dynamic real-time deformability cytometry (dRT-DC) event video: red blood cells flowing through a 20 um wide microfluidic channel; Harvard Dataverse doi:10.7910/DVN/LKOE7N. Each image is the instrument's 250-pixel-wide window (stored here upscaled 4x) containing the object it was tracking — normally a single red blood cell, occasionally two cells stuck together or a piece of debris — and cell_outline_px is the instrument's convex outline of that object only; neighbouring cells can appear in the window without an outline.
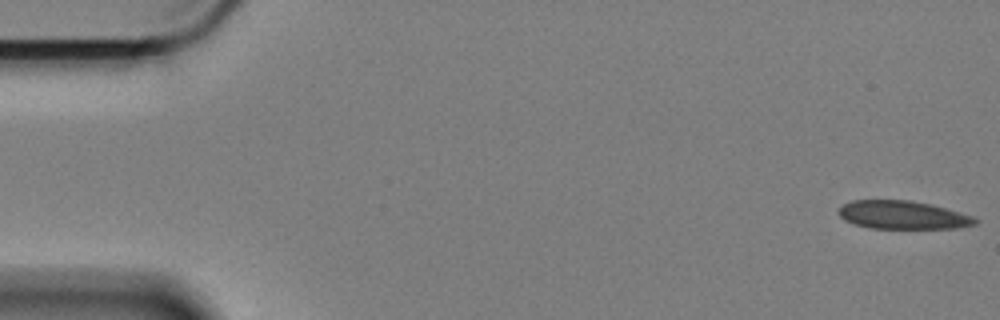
{"species": "Egyptian fruit bat (a non-hibernating species)", "species_latin": "Rousettus aegyptiacus", "temperature_condition": "cold", "stored_images_in_passage": 9, "camera_frame_rate_fps": 3000, "um_per_image_px": 0.085, "animal": {"sex": "female"}, "frame": {"image": 1, "passage_image": 1, "time_ms": 0.0, "image_size_px": [1000, 320], "cell_outline_px": [[976, 224], [956, 228], [872, 228], [856, 224], [844, 220], [840, 216], [840, 208], [844, 204], [852, 200], [908, 200], [932, 204], [972, 216], [976, 220]], "centroid_in_image_um": [76.73, 18.27], "position_along_channel_um": 8.3, "area_um2": 22.14}}